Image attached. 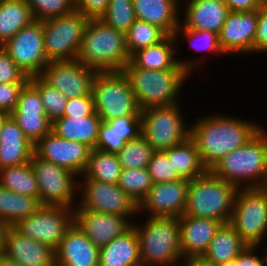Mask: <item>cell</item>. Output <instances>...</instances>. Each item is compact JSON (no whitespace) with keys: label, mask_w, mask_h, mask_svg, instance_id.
Segmentation results:
<instances>
[{"label":"cell","mask_w":267,"mask_h":266,"mask_svg":"<svg viewBox=\"0 0 267 266\" xmlns=\"http://www.w3.org/2000/svg\"><path fill=\"white\" fill-rule=\"evenodd\" d=\"M261 126L237 116L211 113L190 124V138L197 146L204 167L210 170L224 156L252 138Z\"/></svg>","instance_id":"cell-1"},{"label":"cell","mask_w":267,"mask_h":266,"mask_svg":"<svg viewBox=\"0 0 267 266\" xmlns=\"http://www.w3.org/2000/svg\"><path fill=\"white\" fill-rule=\"evenodd\" d=\"M210 171L238 188L263 187L267 180V129L224 156Z\"/></svg>","instance_id":"cell-2"},{"label":"cell","mask_w":267,"mask_h":266,"mask_svg":"<svg viewBox=\"0 0 267 266\" xmlns=\"http://www.w3.org/2000/svg\"><path fill=\"white\" fill-rule=\"evenodd\" d=\"M77 60L96 72L122 71L130 62L125 33L101 19H89Z\"/></svg>","instance_id":"cell-3"},{"label":"cell","mask_w":267,"mask_h":266,"mask_svg":"<svg viewBox=\"0 0 267 266\" xmlns=\"http://www.w3.org/2000/svg\"><path fill=\"white\" fill-rule=\"evenodd\" d=\"M143 224L132 223L138 234L142 266H182L179 218L145 217ZM181 263V264H180Z\"/></svg>","instance_id":"cell-4"},{"label":"cell","mask_w":267,"mask_h":266,"mask_svg":"<svg viewBox=\"0 0 267 266\" xmlns=\"http://www.w3.org/2000/svg\"><path fill=\"white\" fill-rule=\"evenodd\" d=\"M122 71L141 110L180 103V90L191 76L180 63L173 69L148 70L134 67L128 62Z\"/></svg>","instance_id":"cell-5"},{"label":"cell","mask_w":267,"mask_h":266,"mask_svg":"<svg viewBox=\"0 0 267 266\" xmlns=\"http://www.w3.org/2000/svg\"><path fill=\"white\" fill-rule=\"evenodd\" d=\"M238 189L207 170L190 180L183 215L229 223Z\"/></svg>","instance_id":"cell-6"},{"label":"cell","mask_w":267,"mask_h":266,"mask_svg":"<svg viewBox=\"0 0 267 266\" xmlns=\"http://www.w3.org/2000/svg\"><path fill=\"white\" fill-rule=\"evenodd\" d=\"M95 111L102 122L122 116H140L135 95L123 71L97 72L92 84Z\"/></svg>","instance_id":"cell-7"},{"label":"cell","mask_w":267,"mask_h":266,"mask_svg":"<svg viewBox=\"0 0 267 266\" xmlns=\"http://www.w3.org/2000/svg\"><path fill=\"white\" fill-rule=\"evenodd\" d=\"M181 104L141 110V135L155 151H166L190 137ZM188 125V126H186Z\"/></svg>","instance_id":"cell-8"},{"label":"cell","mask_w":267,"mask_h":266,"mask_svg":"<svg viewBox=\"0 0 267 266\" xmlns=\"http://www.w3.org/2000/svg\"><path fill=\"white\" fill-rule=\"evenodd\" d=\"M248 246H260L267 236V191L239 188L229 222Z\"/></svg>","instance_id":"cell-9"},{"label":"cell","mask_w":267,"mask_h":266,"mask_svg":"<svg viewBox=\"0 0 267 266\" xmlns=\"http://www.w3.org/2000/svg\"><path fill=\"white\" fill-rule=\"evenodd\" d=\"M88 18L72 13L42 21L44 49L49 62L76 60Z\"/></svg>","instance_id":"cell-10"},{"label":"cell","mask_w":267,"mask_h":266,"mask_svg":"<svg viewBox=\"0 0 267 266\" xmlns=\"http://www.w3.org/2000/svg\"><path fill=\"white\" fill-rule=\"evenodd\" d=\"M30 165L37 180L40 205L76 207L78 200L75 201V196L80 181L76 174L39 158L35 153Z\"/></svg>","instance_id":"cell-11"},{"label":"cell","mask_w":267,"mask_h":266,"mask_svg":"<svg viewBox=\"0 0 267 266\" xmlns=\"http://www.w3.org/2000/svg\"><path fill=\"white\" fill-rule=\"evenodd\" d=\"M74 222V208L41 205L37 211L12 226L21 235L56 250Z\"/></svg>","instance_id":"cell-12"},{"label":"cell","mask_w":267,"mask_h":266,"mask_svg":"<svg viewBox=\"0 0 267 266\" xmlns=\"http://www.w3.org/2000/svg\"><path fill=\"white\" fill-rule=\"evenodd\" d=\"M82 187V188H81ZM82 190V191H81ZM81 191V192H80ZM79 201L74 209L123 215L132 220L138 215V205L118 184L82 179L78 182Z\"/></svg>","instance_id":"cell-13"},{"label":"cell","mask_w":267,"mask_h":266,"mask_svg":"<svg viewBox=\"0 0 267 266\" xmlns=\"http://www.w3.org/2000/svg\"><path fill=\"white\" fill-rule=\"evenodd\" d=\"M2 47L29 78L40 76L49 63L44 49L42 21L34 20L21 28Z\"/></svg>","instance_id":"cell-14"},{"label":"cell","mask_w":267,"mask_h":266,"mask_svg":"<svg viewBox=\"0 0 267 266\" xmlns=\"http://www.w3.org/2000/svg\"><path fill=\"white\" fill-rule=\"evenodd\" d=\"M96 73L95 70L86 67L76 59L51 61L40 77L68 99L90 95Z\"/></svg>","instance_id":"cell-15"},{"label":"cell","mask_w":267,"mask_h":266,"mask_svg":"<svg viewBox=\"0 0 267 266\" xmlns=\"http://www.w3.org/2000/svg\"><path fill=\"white\" fill-rule=\"evenodd\" d=\"M90 152L86 144L63 139L53 131L34 145V153L39 158L68 169L79 178L87 168Z\"/></svg>","instance_id":"cell-16"},{"label":"cell","mask_w":267,"mask_h":266,"mask_svg":"<svg viewBox=\"0 0 267 266\" xmlns=\"http://www.w3.org/2000/svg\"><path fill=\"white\" fill-rule=\"evenodd\" d=\"M189 182L190 180L181 178L154 183L138 205V214L147 213L149 217H181L185 211Z\"/></svg>","instance_id":"cell-17"},{"label":"cell","mask_w":267,"mask_h":266,"mask_svg":"<svg viewBox=\"0 0 267 266\" xmlns=\"http://www.w3.org/2000/svg\"><path fill=\"white\" fill-rule=\"evenodd\" d=\"M257 23L258 10L229 12L218 34L224 54H253Z\"/></svg>","instance_id":"cell-18"},{"label":"cell","mask_w":267,"mask_h":266,"mask_svg":"<svg viewBox=\"0 0 267 266\" xmlns=\"http://www.w3.org/2000/svg\"><path fill=\"white\" fill-rule=\"evenodd\" d=\"M74 222L95 246L101 248L126 232L134 221L123 215L74 209Z\"/></svg>","instance_id":"cell-19"},{"label":"cell","mask_w":267,"mask_h":266,"mask_svg":"<svg viewBox=\"0 0 267 266\" xmlns=\"http://www.w3.org/2000/svg\"><path fill=\"white\" fill-rule=\"evenodd\" d=\"M221 224L209 218L179 217L180 250L186 263L197 262L202 257Z\"/></svg>","instance_id":"cell-20"},{"label":"cell","mask_w":267,"mask_h":266,"mask_svg":"<svg viewBox=\"0 0 267 266\" xmlns=\"http://www.w3.org/2000/svg\"><path fill=\"white\" fill-rule=\"evenodd\" d=\"M177 43L174 35H168L158 44L148 46L133 53L130 56V63L140 69L168 70L173 69L178 63L189 73L195 71L198 59L177 58ZM176 48V49H175Z\"/></svg>","instance_id":"cell-21"},{"label":"cell","mask_w":267,"mask_h":266,"mask_svg":"<svg viewBox=\"0 0 267 266\" xmlns=\"http://www.w3.org/2000/svg\"><path fill=\"white\" fill-rule=\"evenodd\" d=\"M99 251L73 222L55 250L56 266H99Z\"/></svg>","instance_id":"cell-22"},{"label":"cell","mask_w":267,"mask_h":266,"mask_svg":"<svg viewBox=\"0 0 267 266\" xmlns=\"http://www.w3.org/2000/svg\"><path fill=\"white\" fill-rule=\"evenodd\" d=\"M4 256L23 266H56L55 250L21 235L10 227L5 239Z\"/></svg>","instance_id":"cell-23"},{"label":"cell","mask_w":267,"mask_h":266,"mask_svg":"<svg viewBox=\"0 0 267 266\" xmlns=\"http://www.w3.org/2000/svg\"><path fill=\"white\" fill-rule=\"evenodd\" d=\"M186 4L184 6L186 10L183 9L184 18L180 20H183L181 23L191 30L212 31L219 34L230 12L223 0H187Z\"/></svg>","instance_id":"cell-24"},{"label":"cell","mask_w":267,"mask_h":266,"mask_svg":"<svg viewBox=\"0 0 267 266\" xmlns=\"http://www.w3.org/2000/svg\"><path fill=\"white\" fill-rule=\"evenodd\" d=\"M34 144L10 115L0 132V169L29 163Z\"/></svg>","instance_id":"cell-25"},{"label":"cell","mask_w":267,"mask_h":266,"mask_svg":"<svg viewBox=\"0 0 267 266\" xmlns=\"http://www.w3.org/2000/svg\"><path fill=\"white\" fill-rule=\"evenodd\" d=\"M247 246L230 223L221 224L208 249L193 266H219L236 259Z\"/></svg>","instance_id":"cell-26"},{"label":"cell","mask_w":267,"mask_h":266,"mask_svg":"<svg viewBox=\"0 0 267 266\" xmlns=\"http://www.w3.org/2000/svg\"><path fill=\"white\" fill-rule=\"evenodd\" d=\"M181 1L133 0V7L138 20L160 27L167 35H174L181 22Z\"/></svg>","instance_id":"cell-27"},{"label":"cell","mask_w":267,"mask_h":266,"mask_svg":"<svg viewBox=\"0 0 267 266\" xmlns=\"http://www.w3.org/2000/svg\"><path fill=\"white\" fill-rule=\"evenodd\" d=\"M141 135L140 116H122L102 122L96 149L117 153L131 139Z\"/></svg>","instance_id":"cell-28"},{"label":"cell","mask_w":267,"mask_h":266,"mask_svg":"<svg viewBox=\"0 0 267 266\" xmlns=\"http://www.w3.org/2000/svg\"><path fill=\"white\" fill-rule=\"evenodd\" d=\"M99 266H142L138 234L133 225L100 248Z\"/></svg>","instance_id":"cell-29"},{"label":"cell","mask_w":267,"mask_h":266,"mask_svg":"<svg viewBox=\"0 0 267 266\" xmlns=\"http://www.w3.org/2000/svg\"><path fill=\"white\" fill-rule=\"evenodd\" d=\"M101 123L97 113L87 117H61L52 123V131L63 139L81 142L95 149Z\"/></svg>","instance_id":"cell-30"},{"label":"cell","mask_w":267,"mask_h":266,"mask_svg":"<svg viewBox=\"0 0 267 266\" xmlns=\"http://www.w3.org/2000/svg\"><path fill=\"white\" fill-rule=\"evenodd\" d=\"M34 21L25 0H0V46Z\"/></svg>","instance_id":"cell-31"},{"label":"cell","mask_w":267,"mask_h":266,"mask_svg":"<svg viewBox=\"0 0 267 266\" xmlns=\"http://www.w3.org/2000/svg\"><path fill=\"white\" fill-rule=\"evenodd\" d=\"M40 206L39 197L23 196L0 185V220L10 227L34 214Z\"/></svg>","instance_id":"cell-32"},{"label":"cell","mask_w":267,"mask_h":266,"mask_svg":"<svg viewBox=\"0 0 267 266\" xmlns=\"http://www.w3.org/2000/svg\"><path fill=\"white\" fill-rule=\"evenodd\" d=\"M164 152L168 158H172L173 169H176L181 178L192 180L207 171L201 162L197 146L190 137Z\"/></svg>","instance_id":"cell-33"},{"label":"cell","mask_w":267,"mask_h":266,"mask_svg":"<svg viewBox=\"0 0 267 266\" xmlns=\"http://www.w3.org/2000/svg\"><path fill=\"white\" fill-rule=\"evenodd\" d=\"M122 166L116 153L91 149L83 179H93L109 184H118Z\"/></svg>","instance_id":"cell-34"},{"label":"cell","mask_w":267,"mask_h":266,"mask_svg":"<svg viewBox=\"0 0 267 266\" xmlns=\"http://www.w3.org/2000/svg\"><path fill=\"white\" fill-rule=\"evenodd\" d=\"M0 185L23 196L38 197V184L29 163L0 169Z\"/></svg>","instance_id":"cell-35"},{"label":"cell","mask_w":267,"mask_h":266,"mask_svg":"<svg viewBox=\"0 0 267 266\" xmlns=\"http://www.w3.org/2000/svg\"><path fill=\"white\" fill-rule=\"evenodd\" d=\"M167 36L160 27L137 19L125 33L126 48L131 56L140 49L158 44Z\"/></svg>","instance_id":"cell-36"},{"label":"cell","mask_w":267,"mask_h":266,"mask_svg":"<svg viewBox=\"0 0 267 266\" xmlns=\"http://www.w3.org/2000/svg\"><path fill=\"white\" fill-rule=\"evenodd\" d=\"M155 150L140 135L136 139L126 141L124 146L116 153L122 168H147Z\"/></svg>","instance_id":"cell-37"},{"label":"cell","mask_w":267,"mask_h":266,"mask_svg":"<svg viewBox=\"0 0 267 266\" xmlns=\"http://www.w3.org/2000/svg\"><path fill=\"white\" fill-rule=\"evenodd\" d=\"M153 182L147 168H123L118 187L127 193L137 205L145 198Z\"/></svg>","instance_id":"cell-38"},{"label":"cell","mask_w":267,"mask_h":266,"mask_svg":"<svg viewBox=\"0 0 267 266\" xmlns=\"http://www.w3.org/2000/svg\"><path fill=\"white\" fill-rule=\"evenodd\" d=\"M29 82L39 91L48 119L53 123L63 117L67 103L63 93L51 87L40 76L30 77Z\"/></svg>","instance_id":"cell-39"},{"label":"cell","mask_w":267,"mask_h":266,"mask_svg":"<svg viewBox=\"0 0 267 266\" xmlns=\"http://www.w3.org/2000/svg\"><path fill=\"white\" fill-rule=\"evenodd\" d=\"M100 19L114 29L126 33L137 20L133 0H109L107 9Z\"/></svg>","instance_id":"cell-40"},{"label":"cell","mask_w":267,"mask_h":266,"mask_svg":"<svg viewBox=\"0 0 267 266\" xmlns=\"http://www.w3.org/2000/svg\"><path fill=\"white\" fill-rule=\"evenodd\" d=\"M10 115L34 145L52 131V122L46 114L11 113Z\"/></svg>","instance_id":"cell-41"},{"label":"cell","mask_w":267,"mask_h":266,"mask_svg":"<svg viewBox=\"0 0 267 266\" xmlns=\"http://www.w3.org/2000/svg\"><path fill=\"white\" fill-rule=\"evenodd\" d=\"M182 33V34H181ZM181 34V35H179ZM185 36L189 42V46L194 48L196 51H206L210 53L224 54L221 50L218 42V34L212 31H202V30H191L186 28L181 22L179 27L174 33V38L176 43L178 42V37Z\"/></svg>","instance_id":"cell-42"},{"label":"cell","mask_w":267,"mask_h":266,"mask_svg":"<svg viewBox=\"0 0 267 266\" xmlns=\"http://www.w3.org/2000/svg\"><path fill=\"white\" fill-rule=\"evenodd\" d=\"M31 8L34 20L65 16L75 10V0H25Z\"/></svg>","instance_id":"cell-43"},{"label":"cell","mask_w":267,"mask_h":266,"mask_svg":"<svg viewBox=\"0 0 267 266\" xmlns=\"http://www.w3.org/2000/svg\"><path fill=\"white\" fill-rule=\"evenodd\" d=\"M147 169L153 184L181 179L176 169H173L172 158H168L164 151L153 153Z\"/></svg>","instance_id":"cell-44"},{"label":"cell","mask_w":267,"mask_h":266,"mask_svg":"<svg viewBox=\"0 0 267 266\" xmlns=\"http://www.w3.org/2000/svg\"><path fill=\"white\" fill-rule=\"evenodd\" d=\"M12 113L46 114L39 91L30 82L22 89Z\"/></svg>","instance_id":"cell-45"},{"label":"cell","mask_w":267,"mask_h":266,"mask_svg":"<svg viewBox=\"0 0 267 266\" xmlns=\"http://www.w3.org/2000/svg\"><path fill=\"white\" fill-rule=\"evenodd\" d=\"M30 78L13 62L0 46V83H28Z\"/></svg>","instance_id":"cell-46"},{"label":"cell","mask_w":267,"mask_h":266,"mask_svg":"<svg viewBox=\"0 0 267 266\" xmlns=\"http://www.w3.org/2000/svg\"><path fill=\"white\" fill-rule=\"evenodd\" d=\"M92 93L76 98H68L63 117H87L95 114Z\"/></svg>","instance_id":"cell-47"},{"label":"cell","mask_w":267,"mask_h":266,"mask_svg":"<svg viewBox=\"0 0 267 266\" xmlns=\"http://www.w3.org/2000/svg\"><path fill=\"white\" fill-rule=\"evenodd\" d=\"M27 83H0V110L9 115L17 106L21 91Z\"/></svg>","instance_id":"cell-48"},{"label":"cell","mask_w":267,"mask_h":266,"mask_svg":"<svg viewBox=\"0 0 267 266\" xmlns=\"http://www.w3.org/2000/svg\"><path fill=\"white\" fill-rule=\"evenodd\" d=\"M267 53V0L258 8V23L254 38V54Z\"/></svg>","instance_id":"cell-49"},{"label":"cell","mask_w":267,"mask_h":266,"mask_svg":"<svg viewBox=\"0 0 267 266\" xmlns=\"http://www.w3.org/2000/svg\"><path fill=\"white\" fill-rule=\"evenodd\" d=\"M108 4L109 0H75V10L88 19H100Z\"/></svg>","instance_id":"cell-50"},{"label":"cell","mask_w":267,"mask_h":266,"mask_svg":"<svg viewBox=\"0 0 267 266\" xmlns=\"http://www.w3.org/2000/svg\"><path fill=\"white\" fill-rule=\"evenodd\" d=\"M257 248L259 246H247L241 252V266H267V247L262 256L256 255Z\"/></svg>","instance_id":"cell-51"},{"label":"cell","mask_w":267,"mask_h":266,"mask_svg":"<svg viewBox=\"0 0 267 266\" xmlns=\"http://www.w3.org/2000/svg\"><path fill=\"white\" fill-rule=\"evenodd\" d=\"M230 12L258 10L264 0H223Z\"/></svg>","instance_id":"cell-52"},{"label":"cell","mask_w":267,"mask_h":266,"mask_svg":"<svg viewBox=\"0 0 267 266\" xmlns=\"http://www.w3.org/2000/svg\"><path fill=\"white\" fill-rule=\"evenodd\" d=\"M10 226L0 220V256L4 255L6 234Z\"/></svg>","instance_id":"cell-53"},{"label":"cell","mask_w":267,"mask_h":266,"mask_svg":"<svg viewBox=\"0 0 267 266\" xmlns=\"http://www.w3.org/2000/svg\"><path fill=\"white\" fill-rule=\"evenodd\" d=\"M0 266H23L21 263L10 260L6 256H0Z\"/></svg>","instance_id":"cell-54"},{"label":"cell","mask_w":267,"mask_h":266,"mask_svg":"<svg viewBox=\"0 0 267 266\" xmlns=\"http://www.w3.org/2000/svg\"><path fill=\"white\" fill-rule=\"evenodd\" d=\"M219 266H241V253L239 254V256L231 261H228L224 264H221Z\"/></svg>","instance_id":"cell-55"},{"label":"cell","mask_w":267,"mask_h":266,"mask_svg":"<svg viewBox=\"0 0 267 266\" xmlns=\"http://www.w3.org/2000/svg\"><path fill=\"white\" fill-rule=\"evenodd\" d=\"M10 115L4 111H1L0 110V132H1V129L3 128V125L6 121V119L9 117Z\"/></svg>","instance_id":"cell-56"},{"label":"cell","mask_w":267,"mask_h":266,"mask_svg":"<svg viewBox=\"0 0 267 266\" xmlns=\"http://www.w3.org/2000/svg\"><path fill=\"white\" fill-rule=\"evenodd\" d=\"M182 266H193V263H186V264H184Z\"/></svg>","instance_id":"cell-57"},{"label":"cell","mask_w":267,"mask_h":266,"mask_svg":"<svg viewBox=\"0 0 267 266\" xmlns=\"http://www.w3.org/2000/svg\"><path fill=\"white\" fill-rule=\"evenodd\" d=\"M263 188L267 191V180H266V183L264 184Z\"/></svg>","instance_id":"cell-58"}]
</instances>
